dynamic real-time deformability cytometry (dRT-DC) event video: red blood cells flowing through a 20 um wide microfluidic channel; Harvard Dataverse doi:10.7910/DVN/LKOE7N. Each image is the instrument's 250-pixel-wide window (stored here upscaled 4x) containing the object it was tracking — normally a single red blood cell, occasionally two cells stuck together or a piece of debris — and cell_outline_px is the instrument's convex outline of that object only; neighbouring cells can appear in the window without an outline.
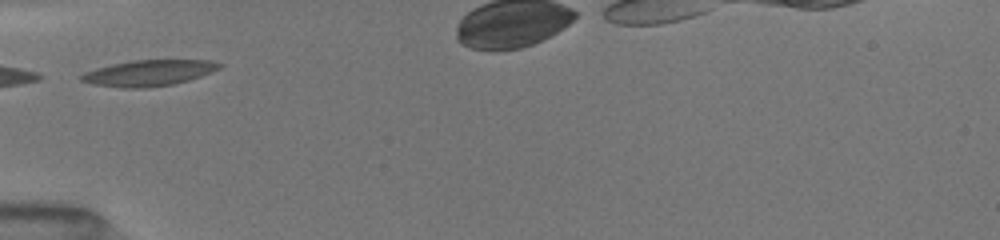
{"species": "common noctule bat (a hibernating species)", "species_latin": "Nyctalus noctula", "temperature_condition": "room temperature", "stored_images_in_passage": 33, "camera_frame_rate_fps": 3000, "um_per_image_px": 0.085, "animal": {"sex": "female", "body_mass_g": 19.5, "forearm_length_mm": 54.1}, "frame": {"image": 1, "passage_image": 1, "time_ms": 0.0, "image_size_px": [1000, 240], "cell_outline_px": [[224, 64], [220, 68], [200, 76], [188, 80], [172, 84], [144, 88], [120, 88], [92, 84], [80, 80], [80, 76], [84, 72], [96, 68], [112, 64], [132, 60], [208, 60]], "centroid_in_image_um": [12.61, 6.2], "position_along_channel_um": 72.4, "area_um2": 20.81}}
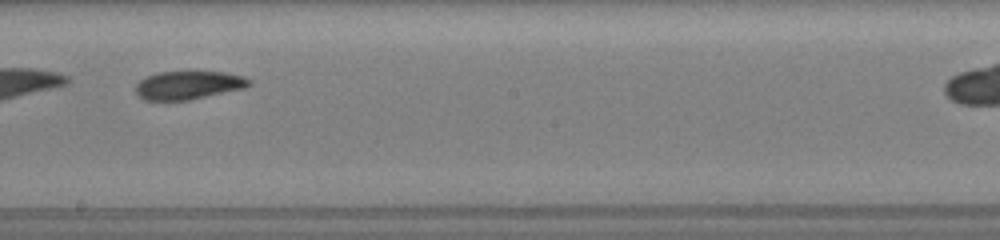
{"frame": {"image": 2, "passage_image": 14, "time_ms": 4.0, "image_size_px": [1000, 240], "cell_outline_px": [[252, 84], [244, 88], [188, 100], [144, 100], [136, 92], [136, 84], [140, 80], [148, 76], [160, 72], [224, 72], [240, 76], [252, 80]], "centroid_in_image_um": [16.02, 7.24], "position_along_channel_um": 232.2, "area_um2": 18.44}}